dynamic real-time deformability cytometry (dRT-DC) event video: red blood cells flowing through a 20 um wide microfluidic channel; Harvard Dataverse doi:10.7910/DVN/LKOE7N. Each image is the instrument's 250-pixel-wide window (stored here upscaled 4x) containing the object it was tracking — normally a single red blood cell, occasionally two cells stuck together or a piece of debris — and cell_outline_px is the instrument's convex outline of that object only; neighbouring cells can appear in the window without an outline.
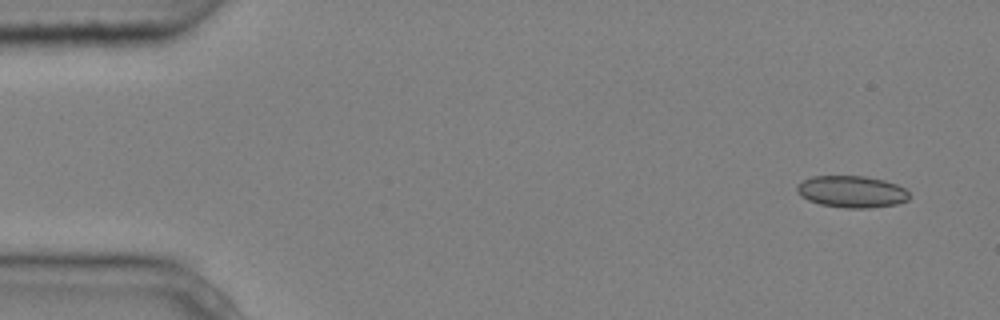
{"species": "common noctule bat (a hibernating species)", "species_latin": "Nyctalus noctula", "temperature_condition": "cold", "stored_images_in_passage": 6, "camera_frame_rate_fps": 3000, "um_per_image_px": 0.085, "animal": {"sex": "male", "body_mass_g": 20.4}, "frame": {"image": 1, "passage_image": 1, "time_ms": 0.0, "image_size_px": [1000, 320], "cell_outline_px": [[908, 200], [896, 204], [868, 208], [848, 208], [820, 204], [808, 200], [800, 196], [796, 188], [804, 180], [812, 176], [864, 176], [884, 180], [896, 184], [904, 188], [908, 192]], "centroid_in_image_um": [72.4, 16.29], "position_along_channel_um": 12.6, "area_um2": 20.63}}
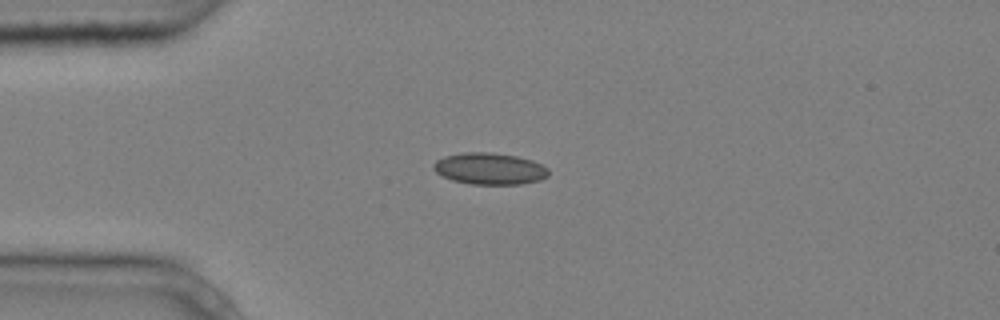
{"frame": {"image": 2, "passage_image": 4, "time_ms": 1.0, "image_size_px": [1000, 320], "cell_outline_px": [[548, 176], [540, 180], [520, 184], [472, 184], [452, 180], [436, 172], [432, 168], [432, 164], [436, 160], [444, 156], [464, 152], [492, 152], [516, 156], [532, 160], [548, 168]], "centroid_in_image_um": [41.6, 14.33], "position_along_channel_um": 43.4, "area_um2": 21.21}}